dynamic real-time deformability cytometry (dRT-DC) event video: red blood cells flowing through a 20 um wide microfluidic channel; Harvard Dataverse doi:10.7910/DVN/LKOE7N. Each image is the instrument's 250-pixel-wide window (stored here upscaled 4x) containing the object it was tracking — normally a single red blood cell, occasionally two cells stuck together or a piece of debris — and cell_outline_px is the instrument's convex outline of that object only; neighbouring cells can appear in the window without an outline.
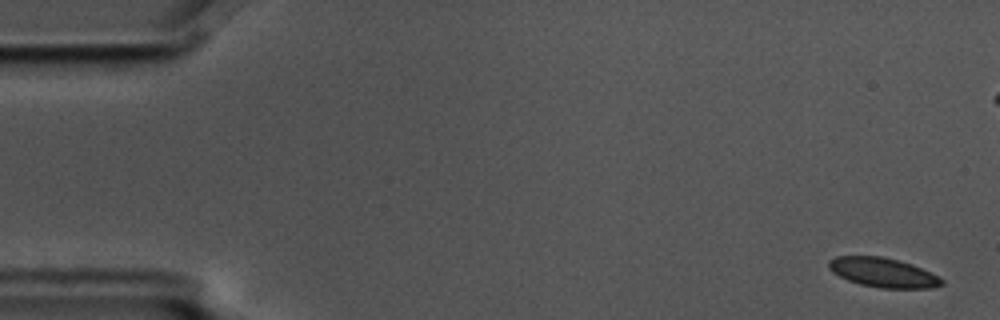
{"species": "common noctule bat (a hibernating species)", "species_latin": "Nyctalus noctula", "temperature_condition": "cold", "stored_images_in_passage": 6, "camera_frame_rate_fps": 3000, "um_per_image_px": 0.085, "animal": {"sex": "male", "body_mass_g": 17.5, "forearm_length_mm": 52.3}, "frame": {"image": 1, "passage_image": 1, "time_ms": 0.0, "image_size_px": [1000, 320], "cell_outline_px": [[944, 284], [928, 288], [880, 288], [860, 284], [848, 280], [832, 272], [828, 268], [828, 260], [836, 256], [880, 256], [900, 260], [912, 264], [940, 276], [944, 280]], "centroid_in_image_um": [75.06, 23.16], "position_along_channel_um": 9.9, "area_um2": 19.48}}